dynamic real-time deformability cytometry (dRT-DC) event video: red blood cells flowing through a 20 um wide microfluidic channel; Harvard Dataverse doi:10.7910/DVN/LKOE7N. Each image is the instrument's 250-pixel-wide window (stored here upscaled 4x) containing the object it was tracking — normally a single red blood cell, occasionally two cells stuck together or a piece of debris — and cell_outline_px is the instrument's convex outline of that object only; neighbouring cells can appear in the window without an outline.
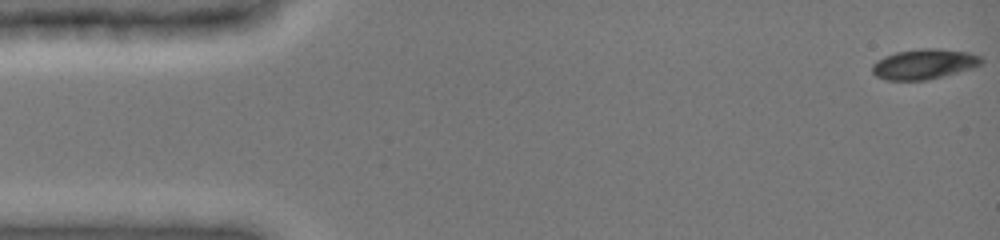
{"species": "common noctule bat (a hibernating species)", "species_latin": "Nyctalus noctula", "temperature_condition": "cold", "stored_images_in_passage": 49, "camera_frame_rate_fps": 3000, "um_per_image_px": 0.085, "animal": {"sex": "female", "body_mass_g": 19.0, "forearm_length_mm": 51.5}, "frame": {"image": 1, "passage_image": 1, "time_ms": 0.0, "image_size_px": [1000, 240], "cell_outline_px": [[984, 60], [980, 64], [972, 68], [928, 80], [884, 80], [876, 76], [872, 72], [872, 64], [876, 60], [884, 56], [896, 52], [920, 48], [936, 48], [968, 52], [980, 56]], "centroid_in_image_um": [78.51, 5.44], "position_along_channel_um": 6.5, "area_um2": 19.25}}
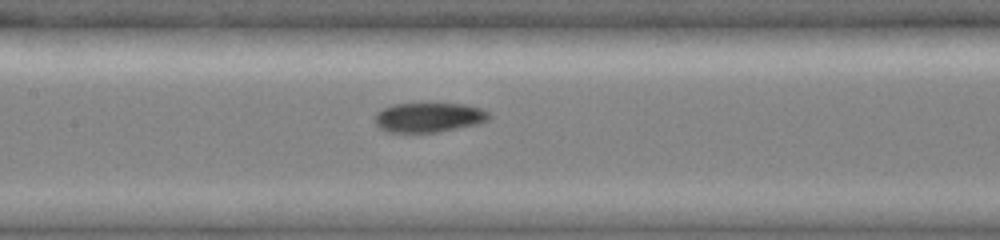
{"frame": {"image": 2, "passage_image": 23, "time_ms": 7.333, "image_size_px": [1000, 240], "cell_outline_px": [[492, 116], [488, 120], [480, 124], [436, 132], [388, 132], [380, 128], [376, 124], [376, 112], [392, 104], [464, 104], [480, 108], [488, 112]], "centroid_in_image_um": [36.48, 9.98], "position_along_channel_um": 170.9, "area_um2": 19.59}}
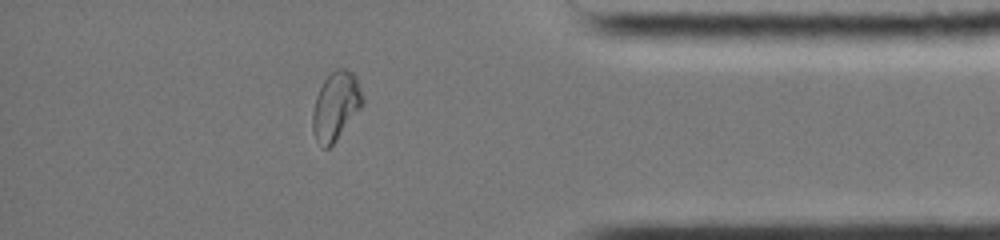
{"frame": {"image": 3, "passage_image": 42, "time_ms": 13.667, "image_size_px": [1000, 240], "cell_outline_px": [[364, 104], [336, 140], [328, 148], [324, 148], [316, 140], [312, 132], [312, 112], [316, 96], [324, 80], [336, 68], [344, 68], [352, 72], [356, 76], [364, 100]], "centroid_in_image_um": [28.54, 9.01], "position_along_channel_um": 406.7, "area_um2": 19.83}, "authors_computed_cell_mechanics": {"area_um2": 19.652, "velocity_mm_per_s": 3.9511, "shape_relaxation_time_tau1_ms": 6.0673, "shape_relaxation_time_tau2_ms": 2.4037, "deformation_change_tau1": 0.1979, "deformation_change_tau2": 0.0668}}